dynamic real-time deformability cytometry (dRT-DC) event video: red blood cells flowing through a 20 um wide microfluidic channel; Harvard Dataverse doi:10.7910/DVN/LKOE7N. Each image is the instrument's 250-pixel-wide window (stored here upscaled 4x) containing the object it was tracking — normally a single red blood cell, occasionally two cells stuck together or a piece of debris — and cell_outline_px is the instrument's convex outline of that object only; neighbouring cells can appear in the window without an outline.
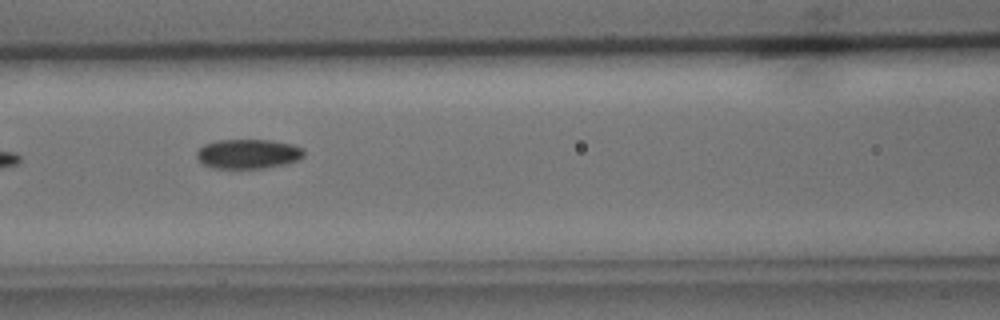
{"species": "common noctule bat (a hibernating species)", "species_latin": "Nyctalus noctula", "temperature_condition": "cold", "stored_images_in_passage": 5, "camera_frame_rate_fps": 3000, "um_per_image_px": 0.085, "animal": {"sex": "male", "body_mass_g": 15.6}, "frame": {"image": 1, "passage_image": 3, "time_ms": 2.333, "image_size_px": [1000, 320], "cell_outline_px": [[304, 156], [288, 164], [264, 168], [212, 168], [204, 164], [196, 156], [196, 152], [204, 144], [216, 140], [272, 140], [292, 144], [304, 148]], "centroid_in_image_um": [21.11, 13.07], "position_along_channel_um": 145.5, "area_um2": 18.55}}
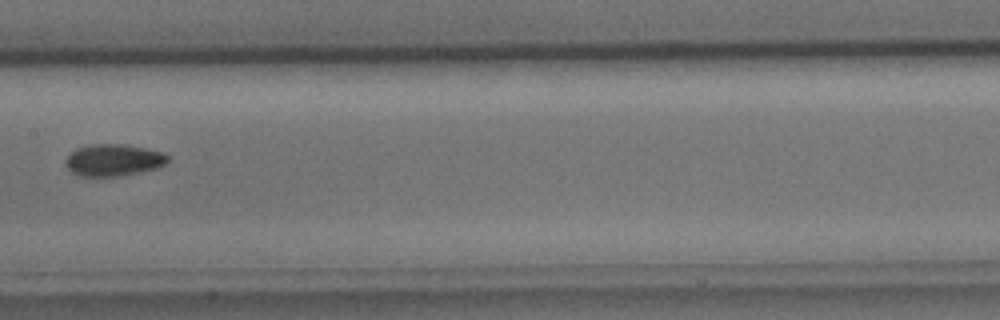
{"frame": {"image": 2, "passage_image": 4, "time_ms": 3.667, "image_size_px": [1000, 320], "cell_outline_px": [[168, 160], [164, 164], [156, 168], [120, 176], [80, 176], [72, 172], [64, 164], [64, 160], [76, 148], [88, 144], [124, 144], [164, 152], [168, 156]], "centroid_in_image_um": [9.61, 13.6], "position_along_channel_um": 197.8, "area_um2": 18.96}}
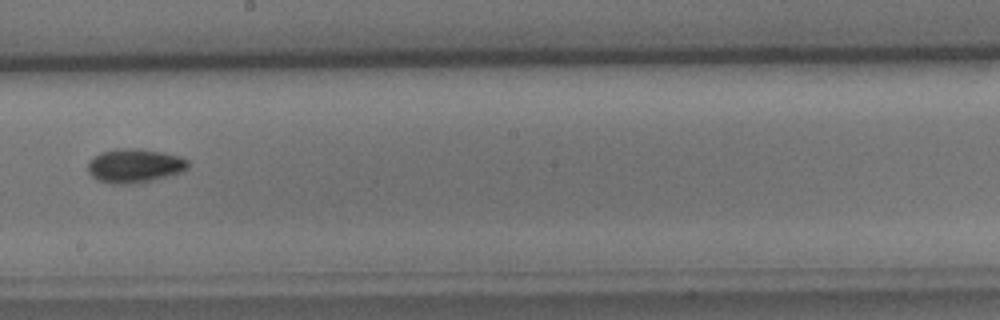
{"frame": {"image": 3, "passage_image": 5, "time_ms": 4.667, "image_size_px": [1000, 320], "cell_outline_px": [[188, 168], [180, 172], [168, 176], [132, 184], [108, 184], [92, 176], [88, 172], [88, 160], [100, 152], [116, 148], [136, 148], [160, 152], [180, 156], [188, 160]], "centroid_in_image_um": [11.4, 14.08], "position_along_channel_um": 236.8, "area_um2": 19.83}}